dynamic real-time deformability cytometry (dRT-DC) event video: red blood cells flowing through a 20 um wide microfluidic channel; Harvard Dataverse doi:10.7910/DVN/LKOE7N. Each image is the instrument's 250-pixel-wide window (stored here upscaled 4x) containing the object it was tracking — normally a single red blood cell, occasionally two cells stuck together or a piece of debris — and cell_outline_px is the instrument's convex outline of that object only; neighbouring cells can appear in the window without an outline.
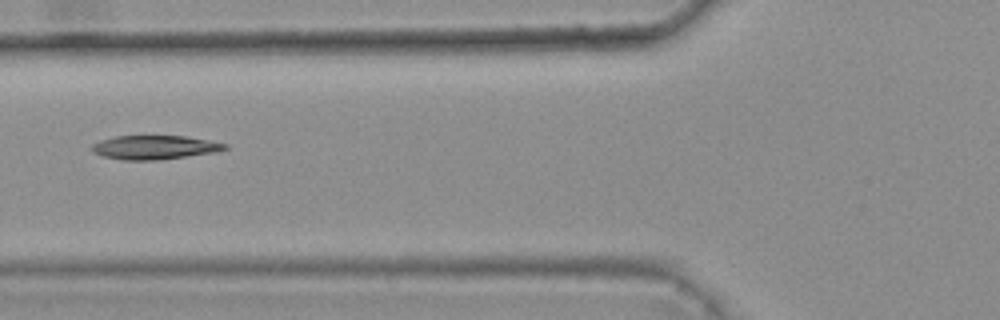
{"species": "common noctule bat (a hibernating species)", "species_latin": "Nyctalus noctula", "temperature_condition": "warm", "stored_images_in_passage": 9, "camera_frame_rate_fps": 3000, "um_per_image_px": 0.085, "animal": {"sex": "female", "body_mass_g": 25.1}, "frame": {"image": 1, "passage_image": 6, "time_ms": 1.667, "image_size_px": [1000, 320], "cell_outline_px": [[228, 148], [216, 152], [160, 160], [120, 160], [104, 156], [92, 152], [88, 148], [92, 144], [100, 140], [116, 136], [184, 136], [208, 140], [228, 144]], "centroid_in_image_um": [13.11, 12.53], "position_along_channel_um": 112.7, "area_um2": 18.67}}
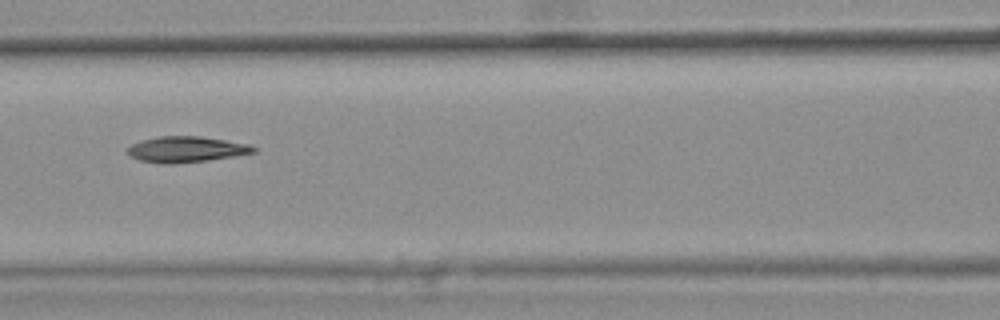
{"frame": {"image": 2, "passage_image": 7, "time_ms": 2.0, "image_size_px": [1000, 320], "cell_outline_px": [[256, 152], [208, 160], [172, 164], [164, 164], [140, 160], [128, 156], [124, 152], [124, 148], [140, 140], [160, 136], [200, 136], [248, 144], [256, 148]], "centroid_in_image_um": [15.73, 12.69], "position_along_channel_um": 150.9, "area_um2": 19.07}}
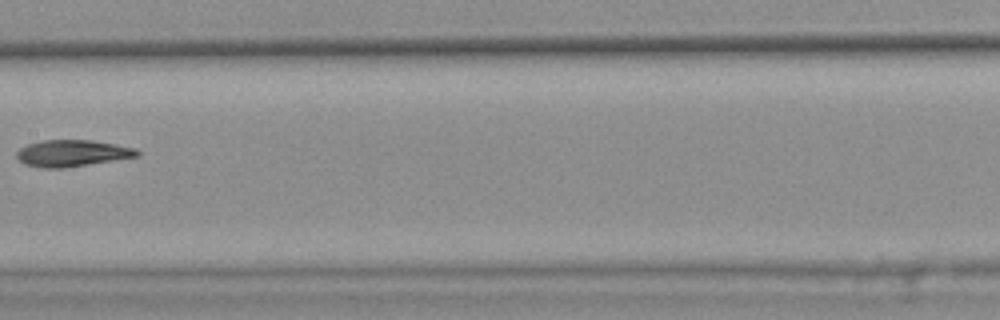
{"frame": {"image": 3, "passage_image": 8, "time_ms": 2.333, "image_size_px": [1000, 320], "cell_outline_px": [[140, 156], [64, 168], [40, 168], [24, 164], [16, 156], [16, 152], [20, 148], [28, 144], [40, 140], [92, 140], [116, 144], [136, 148], [140, 152]], "centroid_in_image_um": [6.14, 13.02], "position_along_channel_um": 201.3, "area_um2": 18.79}}